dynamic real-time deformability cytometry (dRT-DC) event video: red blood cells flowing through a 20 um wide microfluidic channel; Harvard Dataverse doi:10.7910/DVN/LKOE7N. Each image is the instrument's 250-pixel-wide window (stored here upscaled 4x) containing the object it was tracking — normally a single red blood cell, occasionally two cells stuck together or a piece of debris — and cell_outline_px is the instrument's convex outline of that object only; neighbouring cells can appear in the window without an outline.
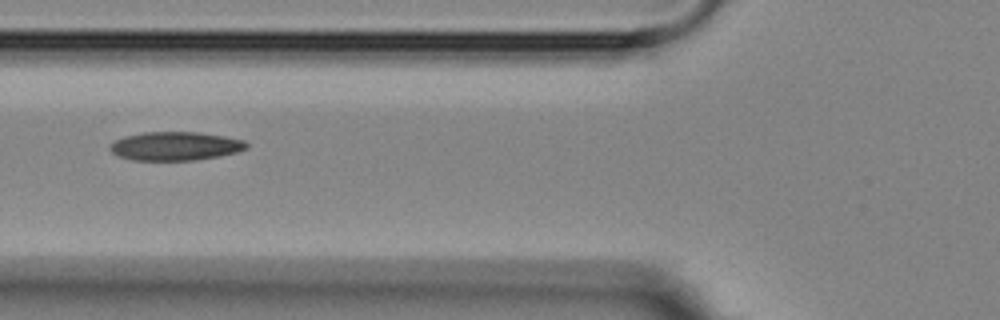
{"species": "Egyptian fruit bat (a non-hibernating species)", "species_latin": "Rousettus aegyptiacus", "temperature_condition": "room temperature", "stored_images_in_passage": 8, "camera_frame_rate_fps": 3000, "um_per_image_px": 0.085, "animal": {"sex": "female"}, "frame": {"image": 1, "passage_image": 6, "time_ms": 6.667, "image_size_px": [1000, 320], "cell_outline_px": [[248, 148], [236, 152], [220, 156], [196, 160], [132, 160], [120, 156], [112, 152], [108, 148], [112, 140], [124, 136], [144, 132], [196, 132], [224, 136], [244, 140], [248, 144]], "centroid_in_image_um": [14.88, 12.41], "position_along_channel_um": 110.9, "area_um2": 22.89}}
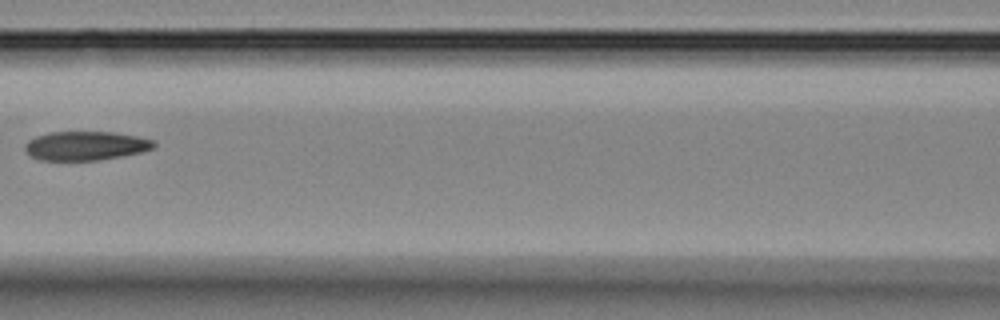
{"frame": {"image": 2, "passage_image": 7, "time_ms": 8.0, "image_size_px": [1000, 320], "cell_outline_px": [[156, 144], [152, 148], [140, 152], [120, 156], [96, 160], [40, 160], [24, 152], [24, 144], [28, 140], [36, 136], [52, 132], [116, 132], [136, 136], [152, 140]], "centroid_in_image_um": [7.23, 12.38], "position_along_channel_um": 159.4, "area_um2": 21.62}}
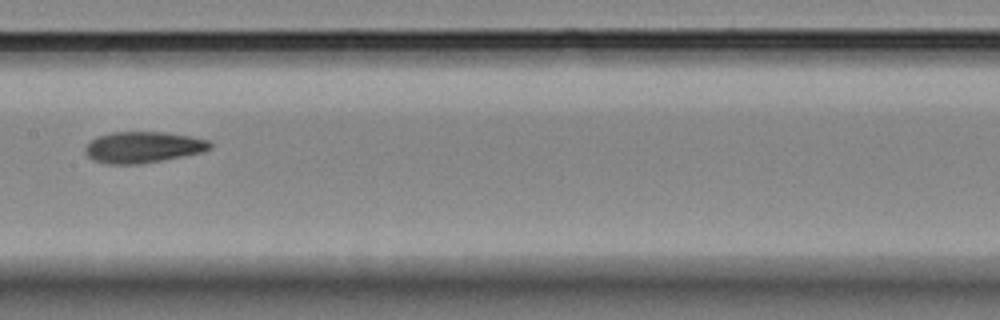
{"frame": {"image": 3, "passage_image": 8, "time_ms": 9.0, "image_size_px": [1000, 320], "cell_outline_px": [[212, 148], [204, 152], [140, 164], [108, 164], [92, 160], [84, 152], [84, 148], [96, 136], [112, 132], [164, 132], [192, 136], [208, 140], [212, 144]], "centroid_in_image_um": [12.16, 12.51], "position_along_channel_um": 195.2, "area_um2": 22.83}}